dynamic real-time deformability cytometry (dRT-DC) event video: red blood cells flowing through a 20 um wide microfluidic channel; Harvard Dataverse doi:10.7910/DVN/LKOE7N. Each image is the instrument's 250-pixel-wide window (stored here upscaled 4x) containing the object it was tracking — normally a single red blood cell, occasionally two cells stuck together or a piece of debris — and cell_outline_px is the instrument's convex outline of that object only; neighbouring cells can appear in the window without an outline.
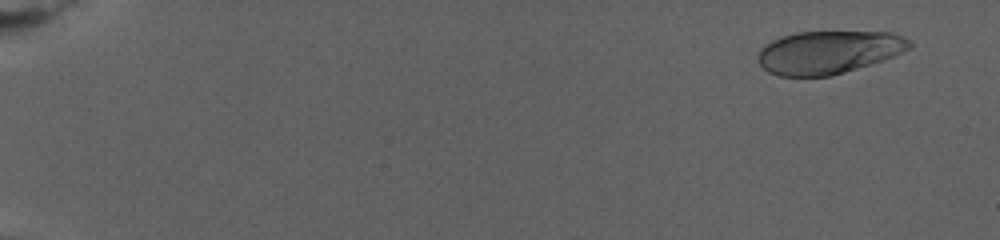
{"species": "human", "species_latin": "Homo sapiens", "temperature_condition": "warm", "stored_images_in_passage": 54, "camera_frame_rate_fps": 3000, "um_per_image_px": 0.085, "donor": {"sex": "female"}, "frame": {"image": 1, "passage_image": 2, "time_ms": 1.0, "image_size_px": [1000, 240], "cell_outline_px": [[912, 48], [884, 60], [872, 64], [832, 76], [780, 76], [768, 72], [756, 60], [756, 56], [760, 48], [764, 44], [780, 36], [796, 32], [888, 32], [904, 36], [912, 44]], "centroid_in_image_um": [70.4, 4.44], "position_along_channel_um": 14.6, "area_um2": 38.32}}
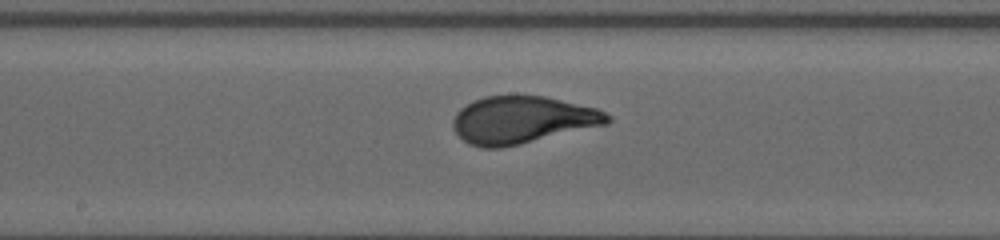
{"frame": {"image": 2, "passage_image": 29, "time_ms": 14.667, "image_size_px": [1000, 240], "cell_outline_px": [[612, 120], [608, 124], [504, 148], [480, 148], [468, 144], [452, 128], [452, 120], [456, 112], [460, 108], [484, 96], [544, 96], [596, 108], [612, 116]], "centroid_in_image_um": [44.39, 10.21], "position_along_channel_um": 203.8, "area_um2": 42.66}}
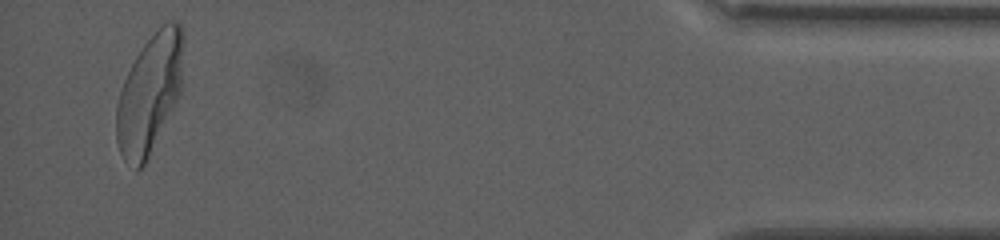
{"frame": {"image": 3, "passage_image": 52, "time_ms": 25.333, "image_size_px": [1000, 240], "cell_outline_px": [[184, 40], [180, 92], [144, 164], [136, 172], [124, 160], [120, 152], [116, 140], [116, 104], [124, 80], [136, 56], [144, 44], [168, 20], [180, 20], [184, 36]], "centroid_in_image_um": [12.71, 7.94], "position_along_channel_um": 422.5, "area_um2": 45.84}, "authors_computed_cell_mechanics": {"area_um2": 41.4426, "velocity_mm_per_s": 2.6536, "shape_relaxation_time_tau1_ms": 5.0245, "shape_relaxation_time_tau2_ms": null, "deformation_change_tau1": 0.2248, "deformation_change_tau2": null}}